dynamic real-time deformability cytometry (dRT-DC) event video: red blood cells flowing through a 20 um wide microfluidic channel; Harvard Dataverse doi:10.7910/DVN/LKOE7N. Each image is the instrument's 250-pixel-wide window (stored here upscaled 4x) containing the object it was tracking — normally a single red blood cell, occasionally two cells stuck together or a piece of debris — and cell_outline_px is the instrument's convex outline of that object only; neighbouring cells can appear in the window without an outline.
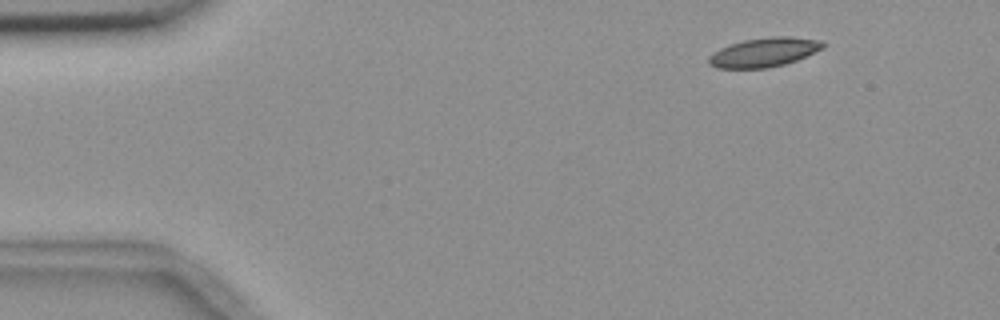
{"species": "common noctule bat (a hibernating species)", "species_latin": "Nyctalus noctula", "temperature_condition": "room temperature", "stored_images_in_passage": 50, "camera_frame_rate_fps": 3000, "um_per_image_px": 0.085, "animal": {"sex": "female", "body_mass_g": 18.4}, "frame": {"image": 1, "passage_image": 1, "time_ms": 0.0, "image_size_px": [1000, 320], "cell_outline_px": [[824, 48], [796, 60], [784, 64], [768, 68], [716, 68], [708, 64], [708, 56], [720, 48], [744, 40], [772, 36], [788, 36], [820, 40], [824, 44]], "centroid_in_image_um": [64.93, 4.45], "position_along_channel_um": 20.1, "area_um2": 19.31}}
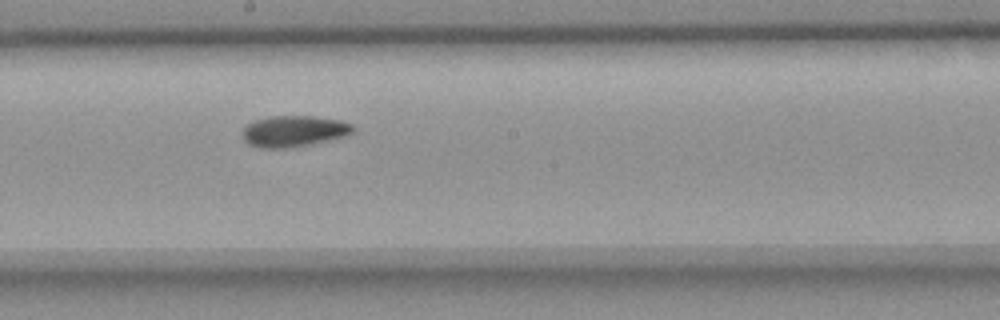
{"frame": {"image": 2, "passage_image": 25, "time_ms": 8.0, "image_size_px": [1000, 320], "cell_outline_px": [[356, 128], [352, 132], [344, 136], [312, 144], [284, 148], [260, 148], [248, 144], [240, 136], [240, 132], [248, 124], [256, 120], [268, 116], [312, 116], [340, 120], [352, 124]], "centroid_in_image_um": [24.94, 11.15], "position_along_channel_um": 223.3, "area_um2": 20.17}}
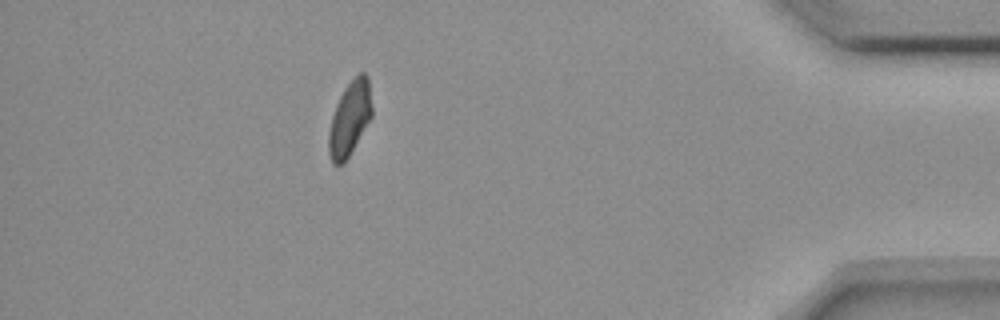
{"frame": {"image": 3, "passage_image": 44, "time_ms": 14.333, "image_size_px": [1000, 320], "cell_outline_px": [[372, 116], [344, 164], [332, 164], [328, 152], [328, 132], [332, 116], [336, 104], [344, 88], [360, 72], [364, 72], [368, 76], [372, 108]], "centroid_in_image_um": [29.71, 10.09], "position_along_channel_um": 405.5, "area_um2": 18.67}, "authors_computed_cell_mechanics": {"area_um2": 19.4208, "velocity_mm_per_s": 3.6331, "shape_relaxation_time_tau1_ms": 4.06, "shape_relaxation_time_tau2_ms": 7.1985, "deformation_change_tau1": 0.124, "deformation_change_tau2": 0.1179}}